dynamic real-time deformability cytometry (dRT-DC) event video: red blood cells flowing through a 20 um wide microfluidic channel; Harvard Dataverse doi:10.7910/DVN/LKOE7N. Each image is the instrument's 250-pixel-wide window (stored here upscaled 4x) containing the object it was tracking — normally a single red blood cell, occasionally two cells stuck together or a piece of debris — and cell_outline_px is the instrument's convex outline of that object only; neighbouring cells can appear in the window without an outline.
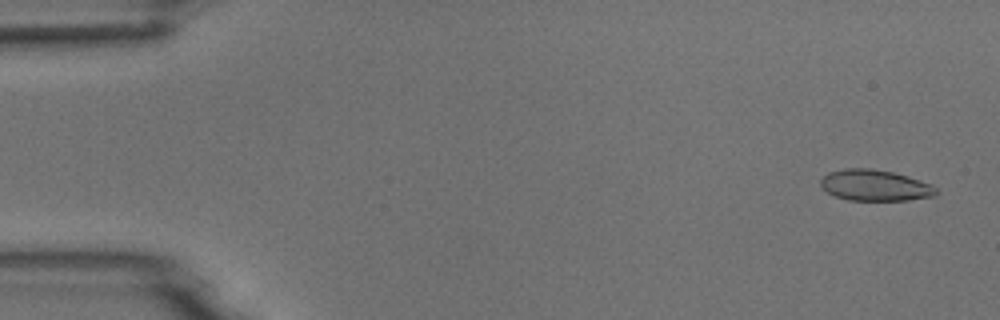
{"species": "common noctule bat (a hibernating species)", "species_latin": "Nyctalus noctula", "temperature_condition": "room temperature", "stored_images_in_passage": 7, "camera_frame_rate_fps": 3000, "um_per_image_px": 0.085, "animal": {"sex": "male", "body_mass_g": 18.8}, "frame": {"image": 1, "passage_image": 1, "time_ms": 0.0, "image_size_px": [1000, 320], "cell_outline_px": [[936, 196], [908, 200], [848, 200], [836, 196], [828, 192], [820, 184], [820, 180], [828, 172], [844, 168], [872, 168], [892, 172], [908, 176], [932, 184], [936, 188]], "centroid_in_image_um": [74.38, 15.75], "position_along_channel_um": 10.6, "area_um2": 20.92}}
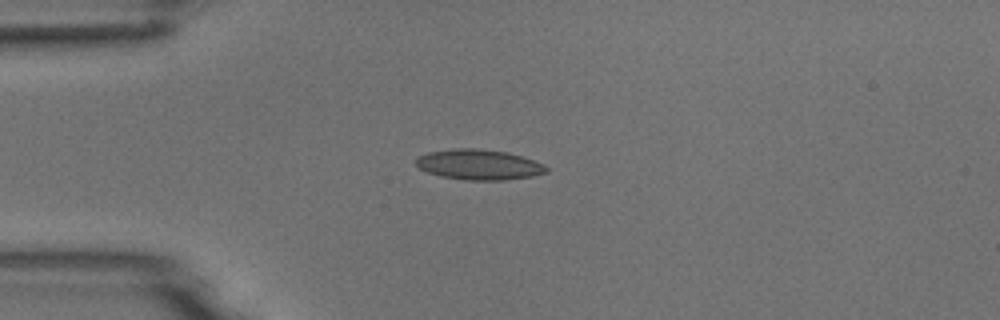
{"frame": {"image": 2, "passage_image": 4, "time_ms": 3.667, "image_size_px": [1000, 320], "cell_outline_px": [[548, 172], [532, 176], [504, 180], [464, 180], [440, 176], [428, 172], [420, 168], [416, 164], [416, 156], [428, 152], [452, 148], [476, 148], [508, 152], [544, 164], [548, 168]], "centroid_in_image_um": [40.69, 13.99], "position_along_channel_um": 44.3, "area_um2": 23.12}}